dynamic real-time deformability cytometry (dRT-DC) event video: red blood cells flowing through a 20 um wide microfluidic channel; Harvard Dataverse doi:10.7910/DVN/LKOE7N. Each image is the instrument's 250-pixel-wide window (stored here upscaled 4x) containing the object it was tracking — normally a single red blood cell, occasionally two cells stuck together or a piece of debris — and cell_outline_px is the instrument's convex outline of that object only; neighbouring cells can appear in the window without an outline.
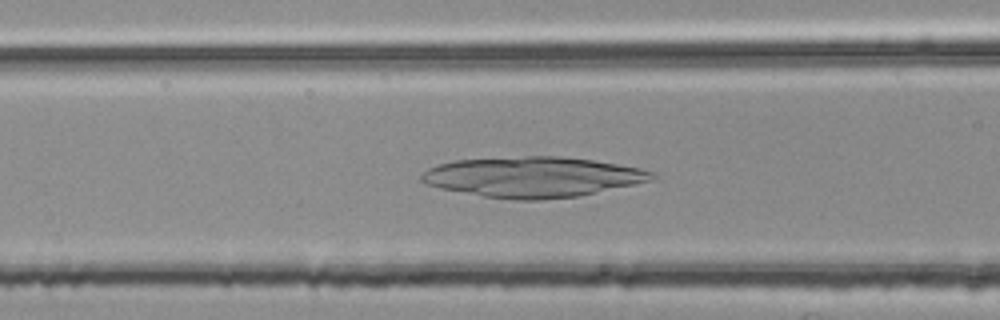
{"species": "common noctule bat (a hibernating species)", "species_latin": "Nyctalus noctula", "temperature_condition": "room temperature", "stored_images_in_passage": 44, "camera_frame_rate_fps": 3000, "um_per_image_px": 0.085, "animal": {"sex": "female", "body_mass_g": 25.1}, "frame": {"image": 1, "passage_image": 14, "time_ms": 4.333, "image_size_px": [1000, 320], "cell_outline_px": [[656, 176], [652, 180], [636, 184], [576, 196], [540, 200], [516, 200], [484, 196], [440, 188], [424, 184], [420, 180], [420, 176], [428, 168], [440, 164], [456, 160], [524, 156], [556, 156], [592, 160], [640, 168], [656, 172]], "centroid_in_image_um": [45.28, 15.04], "position_along_channel_um": 121.3, "area_um2": 53.93}}
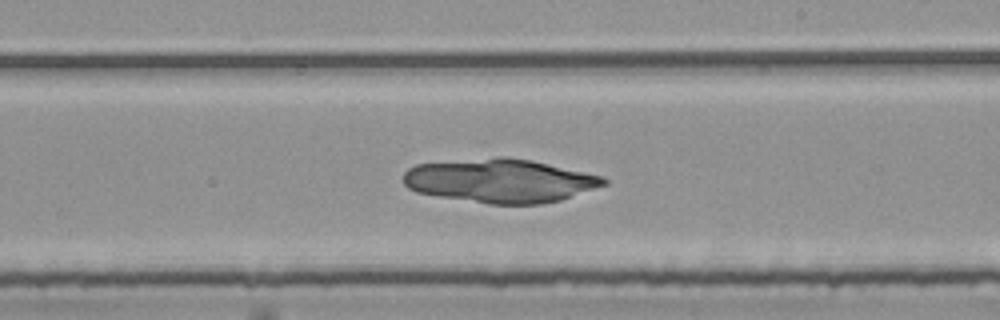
{"frame": {"image": 2, "passage_image": 24, "time_ms": 7.667, "image_size_px": [1000, 320], "cell_outline_px": [[608, 184], [560, 200], [544, 204], [488, 204], [416, 192], [408, 188], [404, 184], [404, 172], [408, 168], [416, 164], [500, 156], [504, 156], [532, 160], [604, 176], [608, 180]], "centroid_in_image_um": [42.54, 15.36], "position_along_channel_um": 246.5, "area_um2": 51.21}}
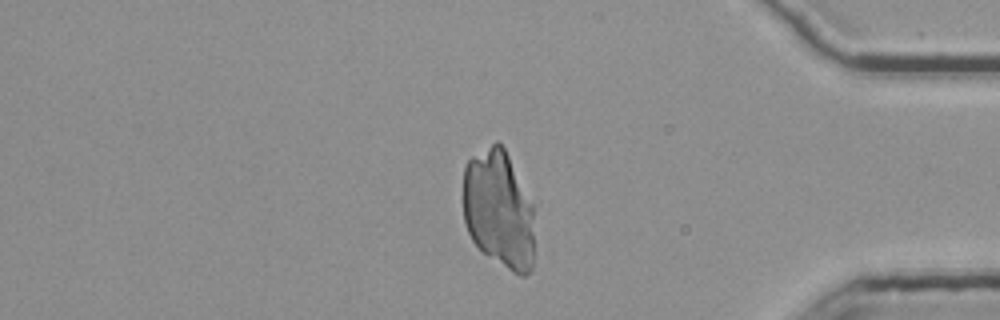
{"frame": {"image": 3, "passage_image": 38, "time_ms": 12.333, "image_size_px": [1000, 320], "cell_outline_px": [[532, 268], [524, 276], [520, 276], [512, 272], [484, 252], [472, 240], [464, 224], [464, 168], [468, 160], [472, 156], [496, 140], [504, 148], [508, 156], [532, 208]], "centroid_in_image_um": [42.35, 17.8], "position_along_channel_um": 392.9, "area_um2": 48.03}}